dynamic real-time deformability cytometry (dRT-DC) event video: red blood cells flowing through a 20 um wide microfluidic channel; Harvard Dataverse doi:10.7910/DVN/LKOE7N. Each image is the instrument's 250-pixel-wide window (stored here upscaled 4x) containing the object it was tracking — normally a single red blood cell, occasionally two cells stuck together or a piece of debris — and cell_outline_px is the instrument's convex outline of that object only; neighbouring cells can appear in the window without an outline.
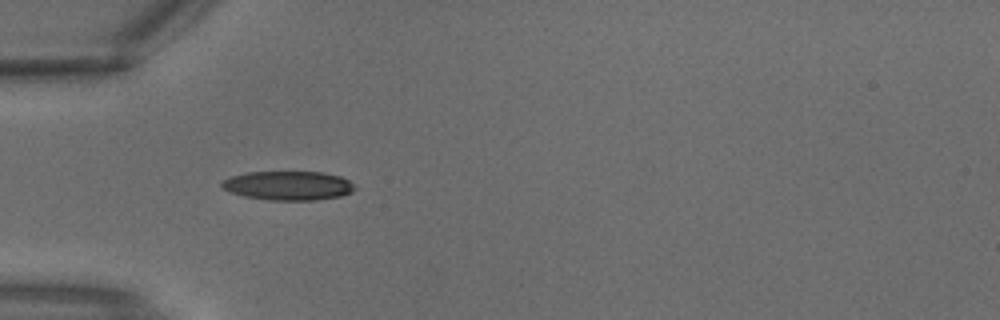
{"species": "common noctule bat (a hibernating species)", "species_latin": "Nyctalus noctula", "temperature_condition": "warm", "stored_images_in_passage": 3, "camera_frame_rate_fps": 3000, "um_per_image_px": 0.085, "animal": {"sex": "male", "body_mass_g": 18.8}, "frame": {"image": 1, "passage_image": 3, "time_ms": 0.667, "image_size_px": [1000, 320], "cell_outline_px": [[356, 188], [352, 192], [340, 196], [316, 200], [268, 200], [244, 196], [232, 192], [224, 188], [220, 184], [224, 180], [232, 176], [248, 172], [324, 172], [340, 176], [348, 180]], "centroid_in_image_um": [24.53, 15.77], "position_along_channel_um": 60.5, "area_um2": 22.37}}